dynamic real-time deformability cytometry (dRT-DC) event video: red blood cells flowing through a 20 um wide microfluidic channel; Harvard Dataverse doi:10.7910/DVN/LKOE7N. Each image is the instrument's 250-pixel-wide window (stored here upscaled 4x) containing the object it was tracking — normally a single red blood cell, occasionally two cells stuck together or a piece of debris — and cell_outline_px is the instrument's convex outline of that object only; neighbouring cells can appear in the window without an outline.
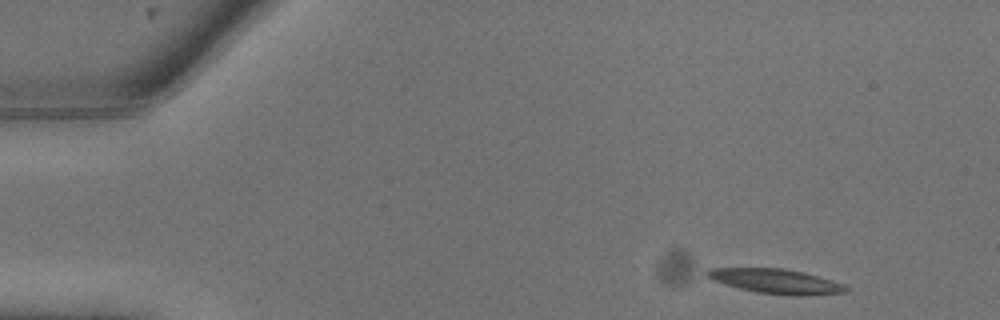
{"species": "common noctule bat (a hibernating species)", "species_latin": "Nyctalus noctula", "temperature_condition": "warm", "stored_images_in_passage": 19, "camera_frame_rate_fps": 3000, "um_per_image_px": 0.085, "animal": {"sex": "male", "body_mass_g": 13.3}, "frame": {"image": 1, "passage_image": 1, "time_ms": 0.0, "image_size_px": [1000, 320], "cell_outline_px": [[848, 292], [796, 296], [788, 296], [756, 292], [724, 284], [712, 280], [704, 272], [712, 268], [784, 268], [804, 272], [832, 280], [844, 284], [848, 288]], "centroid_in_image_um": [65.97, 23.91], "position_along_channel_um": 19.0, "area_um2": 19.94}}
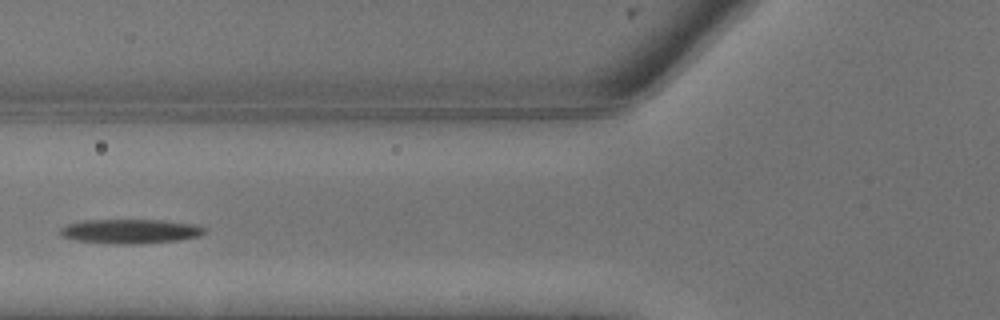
{"frame": {"image": 2, "passage_image": 8, "time_ms": 2.333, "image_size_px": [1000, 320], "cell_outline_px": [[208, 232], [200, 236], [180, 240], [140, 244], [104, 244], [76, 240], [60, 236], [60, 228], [68, 224], [84, 220], [160, 220], [192, 224], [208, 228]], "centroid_in_image_um": [11.09, 19.67], "position_along_channel_um": 114.7, "area_um2": 20.81}}
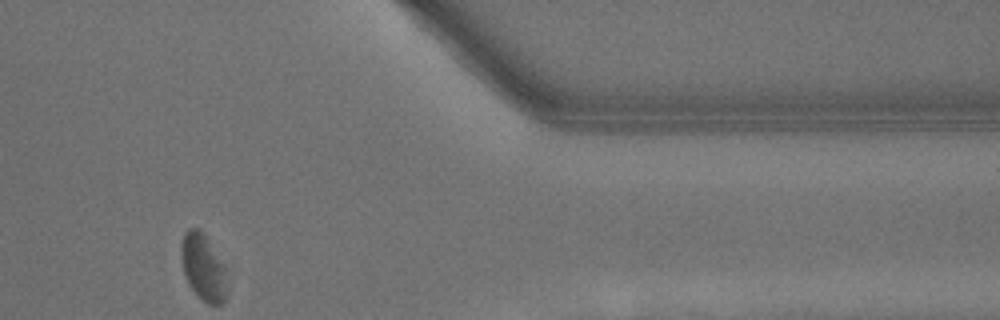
{"frame": {"image": 3, "passage_image": 19, "time_ms": 6.0, "image_size_px": [1000, 320], "cell_outline_px": [[228, 300], [220, 304], [208, 304], [200, 300], [196, 296], [188, 284], [184, 276], [180, 256], [180, 248], [184, 232], [188, 228], [200, 228], [204, 232], [224, 264], [228, 292]], "centroid_in_image_um": [17.28, 22.75], "position_along_channel_um": 394.1, "area_um2": 18.55}}